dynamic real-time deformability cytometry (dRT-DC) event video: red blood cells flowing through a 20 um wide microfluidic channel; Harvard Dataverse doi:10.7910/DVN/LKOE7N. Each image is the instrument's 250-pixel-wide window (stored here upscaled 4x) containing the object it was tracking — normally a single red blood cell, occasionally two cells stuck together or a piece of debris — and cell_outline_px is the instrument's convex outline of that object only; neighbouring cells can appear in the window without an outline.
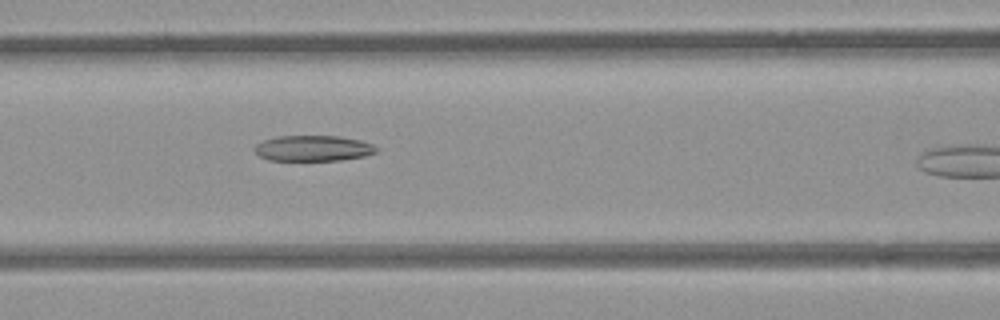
{"species": "common noctule bat (a hibernating species)", "species_latin": "Nyctalus noctula", "temperature_condition": "room temperature", "stored_images_in_passage": 11, "camera_frame_rate_fps": 3000, "um_per_image_px": 0.085, "animal": {"sex": "female", "body_mass_g": 21.9}, "frame": {"image": 1, "passage_image": 10, "time_ms": 3.0, "image_size_px": [1000, 320], "cell_outline_px": [[376, 152], [364, 156], [340, 160], [268, 160], [260, 156], [252, 148], [256, 144], [264, 140], [276, 136], [340, 136], [360, 140], [372, 144], [376, 148]], "centroid_in_image_um": [26.58, 12.6], "position_along_channel_um": 140.0, "area_um2": 18.15}}